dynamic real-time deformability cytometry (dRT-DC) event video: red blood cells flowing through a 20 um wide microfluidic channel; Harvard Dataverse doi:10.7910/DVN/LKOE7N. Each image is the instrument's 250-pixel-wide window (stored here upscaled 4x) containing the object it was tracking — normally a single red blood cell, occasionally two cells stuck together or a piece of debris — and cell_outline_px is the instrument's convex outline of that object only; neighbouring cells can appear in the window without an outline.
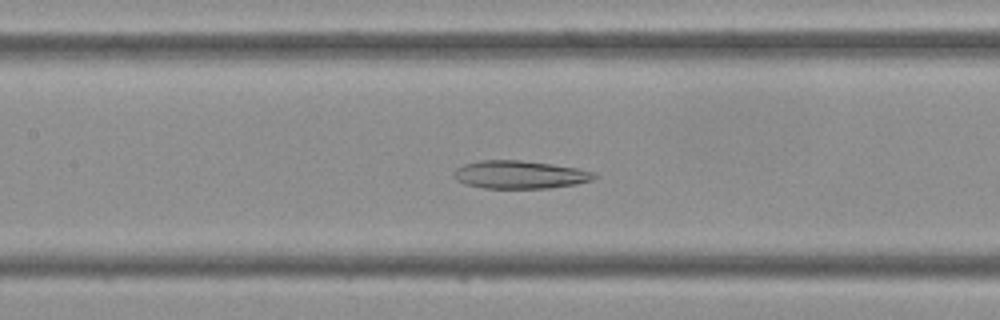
{"species": "Egyptian fruit bat (a non-hibernating species)", "species_latin": "Rousettus aegyptiacus", "temperature_condition": "cold", "stored_images_in_passage": 43, "camera_frame_rate_fps": 3000, "um_per_image_px": 0.085, "frame": {"image": 1, "passage_image": 19, "time_ms": 6.0, "image_size_px": [1000, 320], "cell_outline_px": [[600, 176], [592, 180], [576, 184], [548, 188], [484, 188], [464, 184], [456, 180], [452, 172], [456, 168], [464, 164], [480, 160], [520, 160], [576, 168], [596, 172]], "centroid_in_image_um": [44.18, 14.85], "position_along_channel_um": 163.2, "area_um2": 22.95}}
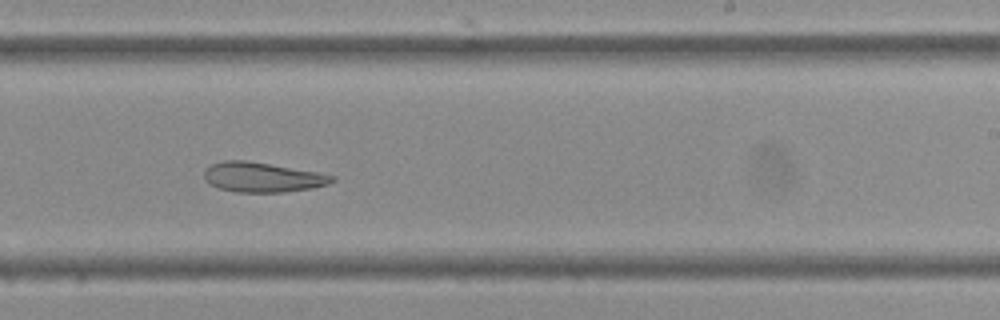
{"frame": {"image": 2, "passage_image": 26, "time_ms": 8.333, "image_size_px": [1000, 320], "cell_outline_px": [[336, 180], [328, 184], [312, 188], [284, 192], [236, 192], [220, 188], [208, 184], [204, 180], [204, 172], [212, 164], [224, 160], [248, 160], [316, 172], [336, 176]], "centroid_in_image_um": [22.3, 15.06], "position_along_channel_um": 266.7, "area_um2": 22.2}}
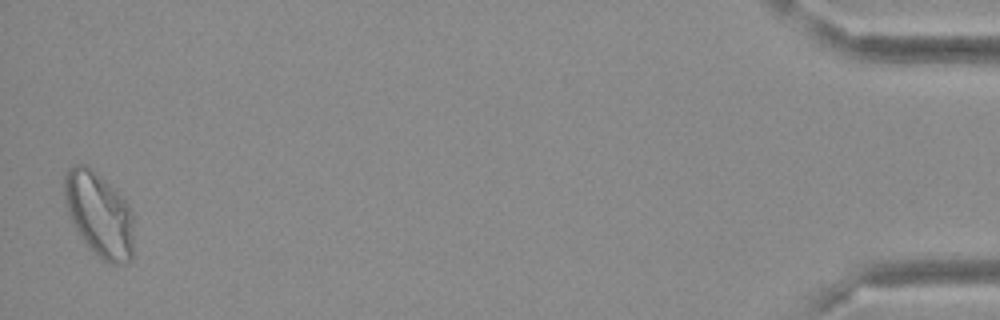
{"frame": {"image": 3, "passage_image": 43, "time_ms": 14.0, "image_size_px": [1000, 320], "cell_outline_px": [[132, 260], [124, 264], [108, 264], [92, 252], [88, 248], [76, 232], [68, 216], [64, 192], [64, 172], [72, 164], [84, 164], [92, 168], [116, 188], [128, 204], [132, 212]], "centroid_in_image_um": [8.4, 18.22], "position_along_channel_um": 426.8, "area_um2": 34.97}}